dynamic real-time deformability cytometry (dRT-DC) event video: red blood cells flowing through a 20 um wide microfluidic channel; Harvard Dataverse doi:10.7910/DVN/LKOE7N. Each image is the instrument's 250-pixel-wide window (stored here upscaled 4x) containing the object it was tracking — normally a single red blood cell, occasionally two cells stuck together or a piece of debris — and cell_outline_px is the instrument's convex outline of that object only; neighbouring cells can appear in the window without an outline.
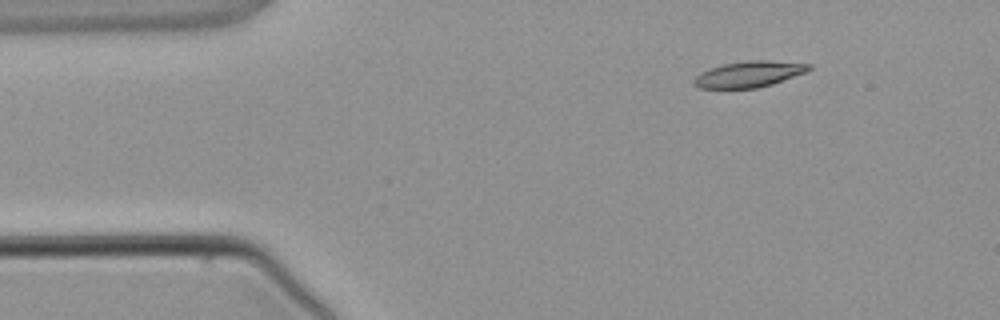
{"species": "common noctule bat (a hibernating species)", "species_latin": "Nyctalus noctula", "temperature_condition": "warm", "stored_images_in_passage": 4, "camera_frame_rate_fps": 3000, "um_per_image_px": 0.085, "animal": {"sex": "male", "body_mass_g": 21.5, "forearm_length_mm": 52.0}, "frame": {"image": 1, "passage_image": 1, "time_ms": 0.0, "image_size_px": [1000, 320], "cell_outline_px": [[812, 68], [808, 72], [772, 84], [756, 88], [700, 88], [692, 80], [700, 72], [708, 68], [724, 64], [748, 60], [768, 60], [812, 64]], "centroid_in_image_um": [63.7, 6.29], "position_along_channel_um": 21.3, "area_um2": 17.51}}
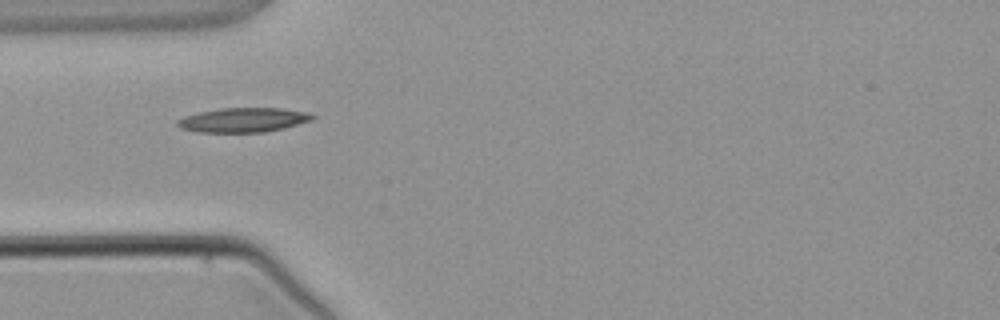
{"frame": {"image": 2, "passage_image": 3, "time_ms": 2.333, "image_size_px": [1000, 320], "cell_outline_px": [[316, 116], [312, 120], [284, 128], [264, 132], [196, 132], [180, 128], [176, 124], [176, 120], [184, 116], [200, 112], [220, 108], [280, 108], [308, 112]], "centroid_in_image_um": [20.67, 10.2], "position_along_channel_um": 64.3, "area_um2": 19.25}}
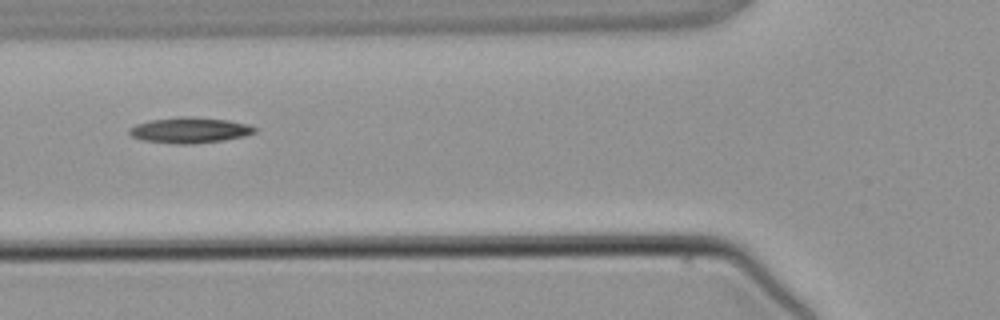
{"frame": {"image": 3, "passage_image": 4, "time_ms": 3.333, "image_size_px": [1000, 320], "cell_outline_px": [[260, 128], [256, 132], [244, 136], [224, 140], [192, 144], [176, 144], [144, 140], [132, 136], [128, 132], [128, 128], [136, 124], [148, 120], [180, 116], [184, 116], [228, 120], [248, 124]], "centroid_in_image_um": [16.14, 11.06], "position_along_channel_um": 109.7, "area_um2": 18.9}}